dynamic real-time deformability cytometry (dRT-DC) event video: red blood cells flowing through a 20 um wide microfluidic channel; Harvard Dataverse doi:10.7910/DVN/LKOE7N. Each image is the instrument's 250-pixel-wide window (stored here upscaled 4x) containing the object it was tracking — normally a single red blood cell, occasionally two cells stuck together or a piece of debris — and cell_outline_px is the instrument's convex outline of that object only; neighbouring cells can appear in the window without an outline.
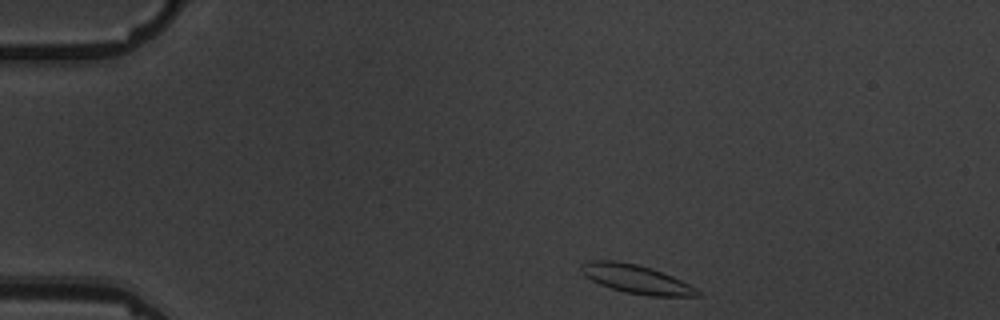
{"species": "common noctule bat (a hibernating species)", "species_latin": "Nyctalus noctula", "temperature_condition": "warm", "stored_images_in_passage": 3, "camera_frame_rate_fps": 3000, "um_per_image_px": 0.085, "animal": {"sex": "male", "body_mass_g": 19.5, "forearm_length_mm": 54.6}, "frame": {"image": 1, "passage_image": 1, "time_ms": 0.0, "image_size_px": [1000, 320], "cell_outline_px": [[700, 296], [648, 296], [624, 292], [600, 284], [584, 276], [580, 272], [580, 264], [588, 260], [616, 260], [636, 264], [652, 268], [672, 276], [696, 288], [700, 292]], "centroid_in_image_um": [54.03, 23.71], "position_along_channel_um": 31.0, "area_um2": 19.48}}